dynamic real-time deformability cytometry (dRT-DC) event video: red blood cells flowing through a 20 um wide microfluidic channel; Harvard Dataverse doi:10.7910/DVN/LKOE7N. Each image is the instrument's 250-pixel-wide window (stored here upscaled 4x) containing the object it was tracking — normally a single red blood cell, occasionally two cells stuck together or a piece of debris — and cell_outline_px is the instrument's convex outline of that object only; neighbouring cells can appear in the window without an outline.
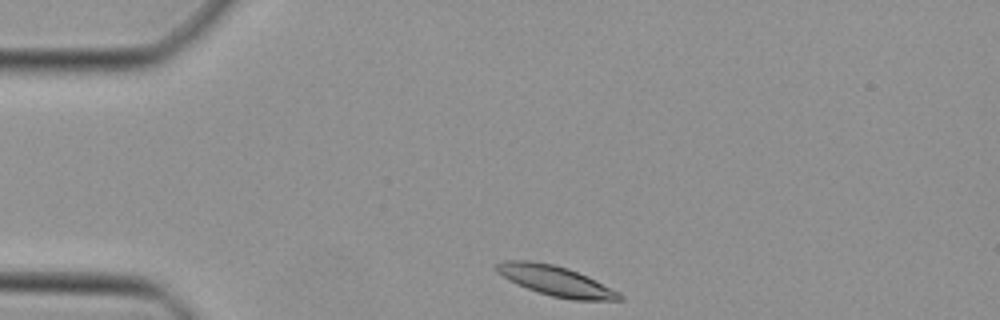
{"species": "Egyptian fruit bat (a non-hibernating species)", "species_latin": "Rousettus aegyptiacus", "temperature_condition": "cold", "stored_images_in_passage": 38, "camera_frame_rate_fps": 3000, "um_per_image_px": 0.085, "animal": {"sex": "female"}, "frame": {"image": 1, "passage_image": 1, "time_ms": 0.0, "image_size_px": [1000, 320], "cell_outline_px": [[624, 300], [572, 300], [552, 296], [516, 284], [508, 280], [496, 272], [496, 264], [504, 260], [532, 260], [552, 264], [568, 268], [588, 276], [620, 292], [624, 296]], "centroid_in_image_um": [47.25, 23.87], "position_along_channel_um": 37.7, "area_um2": 21.62}}
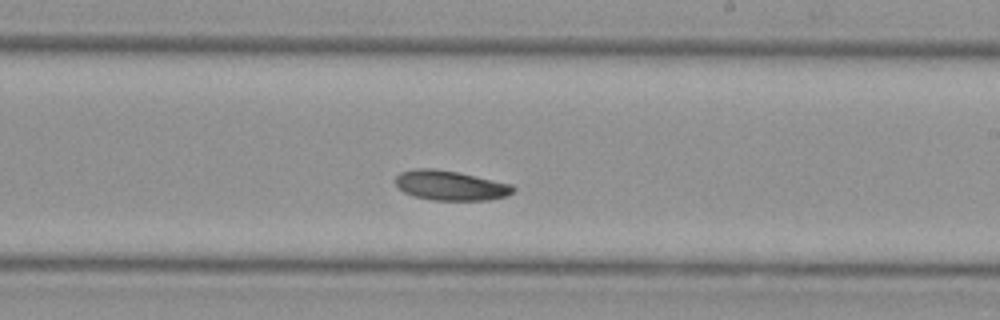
{"frame": {"image": 2, "passage_image": 19, "time_ms": 6.0, "image_size_px": [1000, 320], "cell_outline_px": [[516, 188], [508, 196], [488, 200], [432, 200], [416, 196], [404, 192], [396, 184], [396, 176], [400, 172], [416, 168], [436, 168], [456, 172], [512, 184]], "centroid_in_image_um": [38.3, 15.76], "position_along_channel_um": 250.7, "area_um2": 20.29}}
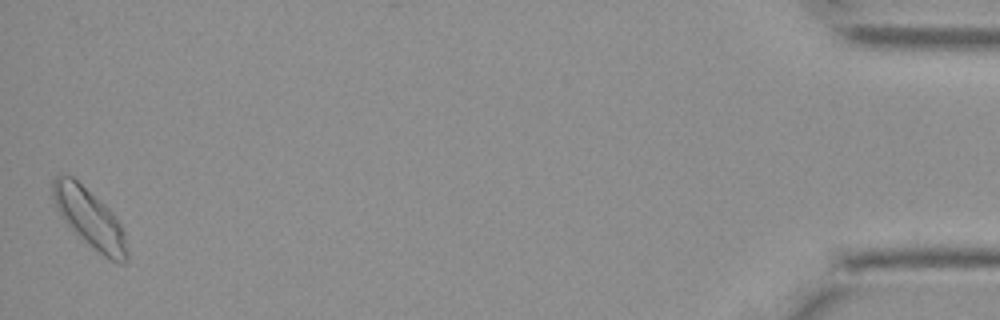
{"frame": {"image": 3, "passage_image": 38, "time_ms": 12.333, "image_size_px": [1000, 320], "cell_outline_px": [[128, 260], [124, 264], [120, 264], [104, 256], [84, 240], [60, 216], [52, 196], [52, 180], [56, 176], [72, 176], [104, 204], [112, 212], [120, 224], [124, 232], [128, 252]], "centroid_in_image_um": [7.64, 18.56], "position_along_channel_um": 427.6, "area_um2": 24.91}}